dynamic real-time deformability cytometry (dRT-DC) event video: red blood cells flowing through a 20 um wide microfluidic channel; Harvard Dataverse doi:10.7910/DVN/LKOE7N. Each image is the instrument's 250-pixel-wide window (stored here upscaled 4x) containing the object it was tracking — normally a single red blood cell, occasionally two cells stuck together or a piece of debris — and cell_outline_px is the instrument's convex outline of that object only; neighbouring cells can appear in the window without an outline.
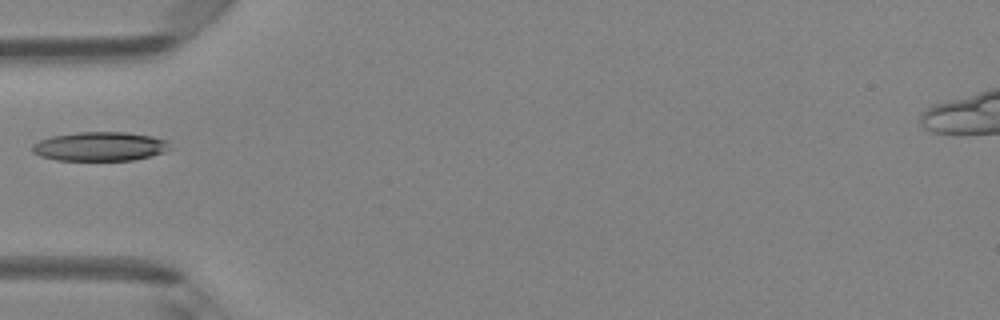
{"species": "Egyptian fruit bat (a non-hibernating species)", "species_latin": "Rousettus aegyptiacus", "temperature_condition": "room temperature", "stored_images_in_passage": 3, "camera_frame_rate_fps": 3000, "um_per_image_px": 0.085, "animal": {"sex": "female"}, "frame": {"image": 1, "passage_image": 3, "time_ms": 0.667, "image_size_px": [1000, 320], "cell_outline_px": [[172, 148], [164, 152], [132, 160], [56, 160], [40, 156], [32, 152], [32, 144], [40, 140], [52, 136], [76, 132], [124, 132], [152, 136], [168, 140]], "centroid_in_image_um": [8.49, 12.44], "position_along_channel_um": 76.5, "area_um2": 23.35}}